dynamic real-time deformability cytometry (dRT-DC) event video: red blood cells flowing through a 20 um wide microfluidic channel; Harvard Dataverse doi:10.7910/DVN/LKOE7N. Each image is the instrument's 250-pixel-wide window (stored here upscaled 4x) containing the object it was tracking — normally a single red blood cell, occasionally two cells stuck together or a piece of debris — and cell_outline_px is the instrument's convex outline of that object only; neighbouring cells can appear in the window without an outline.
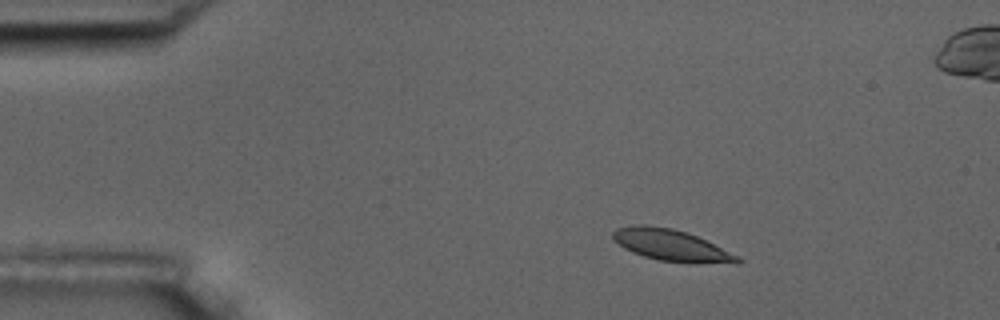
{"species": "common noctule bat (a hibernating species)", "species_latin": "Nyctalus noctula", "temperature_condition": "room temperature", "stored_images_in_passage": 5, "camera_frame_rate_fps": 3000, "um_per_image_px": 0.085, "animal": {"sex": "male", "body_mass_g": 17.5, "forearm_length_mm": 52.3}, "frame": {"image": 1, "passage_image": 1, "time_ms": 0.0, "image_size_px": [1000, 320], "cell_outline_px": [[744, 260], [740, 264], [736, 264], [660, 260], [644, 256], [632, 252], [624, 248], [612, 240], [612, 232], [616, 228], [632, 224], [644, 224], [672, 228], [696, 236], [740, 256]], "centroid_in_image_um": [57.03, 20.83], "position_along_channel_um": 28.0, "area_um2": 22.72}}